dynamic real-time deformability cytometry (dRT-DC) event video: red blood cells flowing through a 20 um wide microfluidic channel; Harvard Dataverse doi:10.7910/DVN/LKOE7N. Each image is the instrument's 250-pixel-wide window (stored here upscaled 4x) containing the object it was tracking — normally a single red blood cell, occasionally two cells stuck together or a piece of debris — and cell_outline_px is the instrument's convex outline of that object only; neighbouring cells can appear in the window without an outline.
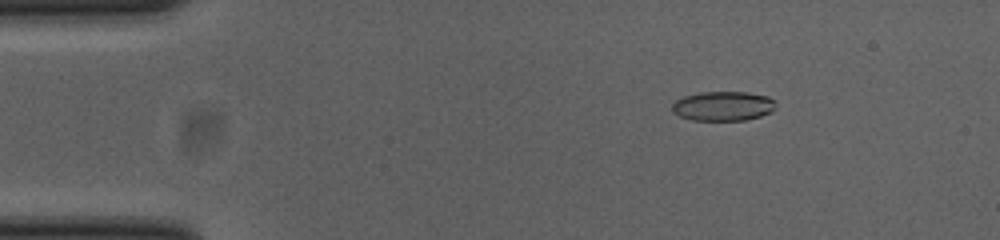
{"species": "common noctule bat (a hibernating species)", "species_latin": "Nyctalus noctula", "temperature_condition": "cold", "stored_images_in_passage": 47, "camera_frame_rate_fps": 3000, "um_per_image_px": 0.085, "animal": {"sex": "female", "body_mass_g": 23.0, "forearm_length_mm": 53.4}, "frame": {"image": 1, "passage_image": 2, "time_ms": 0.333, "image_size_px": [1000, 240], "cell_outline_px": [[776, 108], [772, 112], [760, 116], [744, 120], [692, 120], [680, 116], [672, 112], [672, 104], [676, 100], [684, 96], [700, 92], [748, 92], [768, 96], [776, 104]], "centroid_in_image_um": [61.47, 9.01], "position_along_channel_um": 23.5, "area_um2": 17.86}}
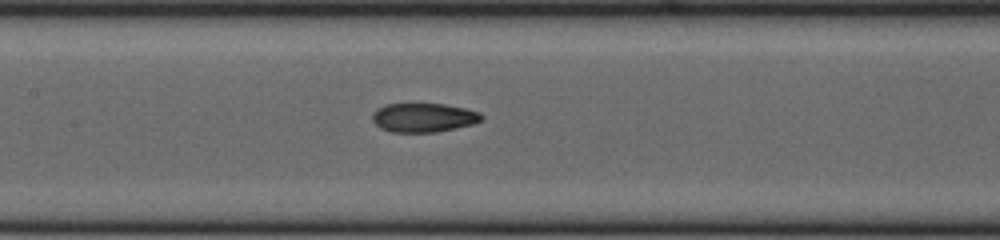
{"frame": {"image": 2, "passage_image": 19, "time_ms": 6.0, "image_size_px": [1000, 240], "cell_outline_px": [[484, 116], [480, 120], [472, 124], [436, 132], [392, 132], [380, 128], [372, 120], [372, 112], [376, 108], [384, 104], [444, 104], [464, 108], [480, 112]], "centroid_in_image_um": [35.96, 9.99], "position_along_channel_um": 171.4, "area_um2": 18.44}}
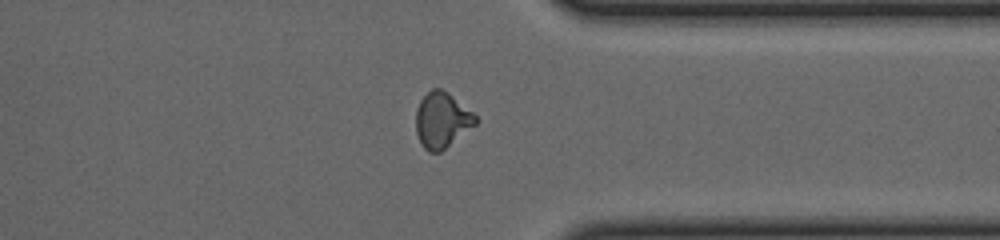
{"frame": {"image": 3, "passage_image": 35, "time_ms": 11.333, "image_size_px": [1000, 240], "cell_outline_px": [[480, 120], [476, 124], [440, 152], [428, 152], [420, 144], [416, 132], [416, 108], [420, 100], [432, 88], [440, 88], [448, 92], [472, 112]], "centroid_in_image_um": [37.55, 10.21], "position_along_channel_um": 373.9, "area_um2": 19.31}, "authors_computed_cell_mechanics": {"area_um2": 18.785, "velocity_mm_per_s": 3.8769, "shape_relaxation_time_tau1_ms": null, "shape_relaxation_time_tau2_ms": 1.6759, "deformation_change_tau1": null, "deformation_change_tau2": 0.0652}}